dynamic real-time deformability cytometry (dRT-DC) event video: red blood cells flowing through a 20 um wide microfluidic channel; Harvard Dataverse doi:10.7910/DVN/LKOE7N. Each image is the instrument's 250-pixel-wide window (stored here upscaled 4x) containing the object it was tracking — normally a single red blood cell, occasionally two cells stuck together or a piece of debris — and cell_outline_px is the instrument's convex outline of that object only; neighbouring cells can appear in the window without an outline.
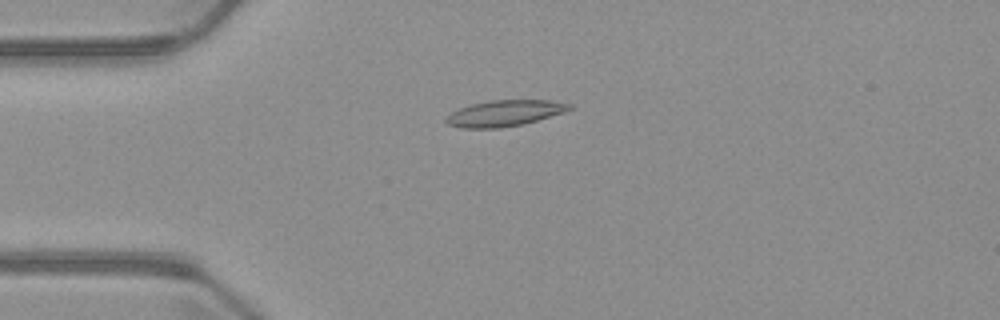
{"species": "common noctule bat (a hibernating species)", "species_latin": "Nyctalus noctula", "temperature_condition": "warm", "stored_images_in_passage": 5, "camera_frame_rate_fps": 3000, "um_per_image_px": 0.085, "animal": {"sex": "male", "body_mass_g": 23.1, "forearm_length_mm": 52.7}, "frame": {"image": 1, "passage_image": 5, "time_ms": 5.667, "image_size_px": [1000, 320], "cell_outline_px": [[576, 108], [564, 112], [524, 124], [500, 128], [460, 128], [448, 124], [444, 120], [452, 112], [460, 108], [472, 104], [488, 100], [552, 100], [572, 104]], "centroid_in_image_um": [42.93, 9.62], "position_along_channel_um": 42.1, "area_um2": 18.84}}